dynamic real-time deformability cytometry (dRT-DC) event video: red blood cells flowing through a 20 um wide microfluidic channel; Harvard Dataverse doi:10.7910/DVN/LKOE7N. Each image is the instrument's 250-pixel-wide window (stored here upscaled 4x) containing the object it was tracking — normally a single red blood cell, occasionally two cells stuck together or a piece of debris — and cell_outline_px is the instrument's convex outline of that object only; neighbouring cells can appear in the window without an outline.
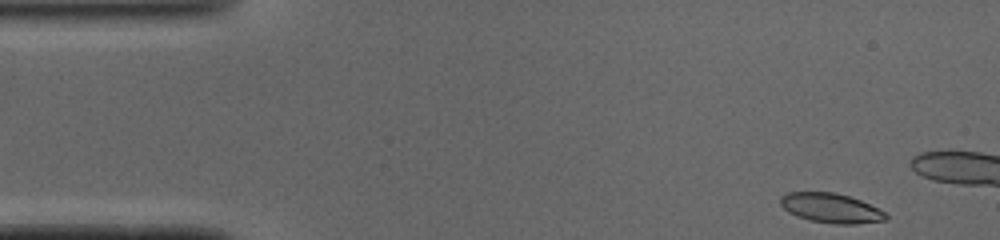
{"species": "common noctule bat (a hibernating species)", "species_latin": "Nyctalus noctula", "temperature_condition": "cold", "stored_images_in_passage": 11, "camera_frame_rate_fps": 3000, "um_per_image_px": 0.085, "animal": {"sex": "male", "body_mass_g": 19.0, "forearm_length_mm": 50.8}, "frame": {"image": 1, "passage_image": 1, "time_ms": 0.0, "image_size_px": [1000, 240], "cell_outline_px": [[888, 220], [856, 224], [836, 224], [812, 220], [796, 216], [788, 212], [780, 204], [780, 196], [788, 192], [836, 192], [860, 200], [884, 212], [888, 216]], "centroid_in_image_um": [70.61, 17.68], "position_along_channel_um": 14.4, "area_um2": 18.09}}